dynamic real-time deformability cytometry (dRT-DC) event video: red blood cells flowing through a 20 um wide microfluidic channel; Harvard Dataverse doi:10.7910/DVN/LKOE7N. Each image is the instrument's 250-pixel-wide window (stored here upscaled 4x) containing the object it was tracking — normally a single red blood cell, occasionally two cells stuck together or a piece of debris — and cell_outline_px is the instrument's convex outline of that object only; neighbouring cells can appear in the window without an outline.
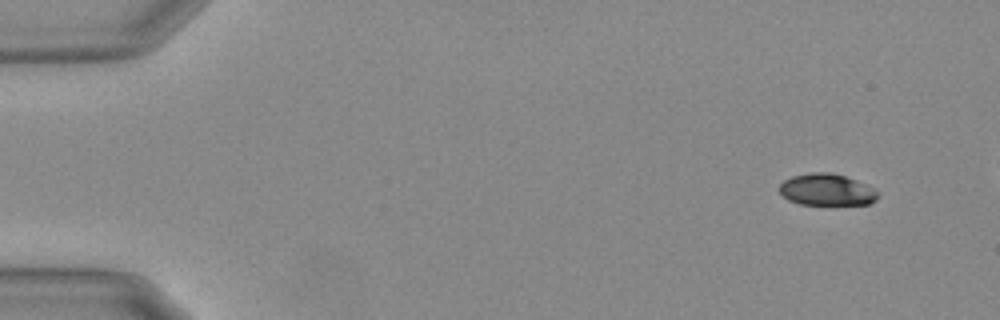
{"species": "Egyptian fruit bat (a non-hibernating species)", "species_latin": "Rousettus aegyptiacus", "temperature_condition": "warm", "stored_images_in_passage": 16, "camera_frame_rate_fps": 3000, "um_per_image_px": 0.085, "animal": {"sex": "female"}, "frame": {"image": 1, "passage_image": 1, "time_ms": 0.0, "image_size_px": [1000, 320], "cell_outline_px": [[880, 196], [876, 200], [868, 204], [800, 204], [788, 200], [776, 188], [784, 180], [792, 176], [812, 172], [832, 172], [856, 180], [876, 188], [880, 192]], "centroid_in_image_um": [70.3, 16.12], "position_along_channel_um": 14.7, "area_um2": 18.44}}